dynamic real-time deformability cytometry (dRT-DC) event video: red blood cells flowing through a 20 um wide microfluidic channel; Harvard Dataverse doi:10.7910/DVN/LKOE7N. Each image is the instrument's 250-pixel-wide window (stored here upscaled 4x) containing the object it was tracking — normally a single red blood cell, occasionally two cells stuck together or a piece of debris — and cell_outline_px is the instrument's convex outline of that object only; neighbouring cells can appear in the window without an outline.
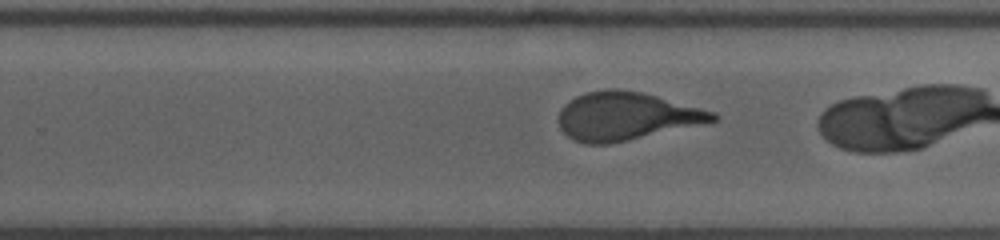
{"species": "human", "species_latin": "Homo sapiens", "temperature_condition": "room temperature", "stored_images_in_passage": 44, "camera_frame_rate_fps": 3000, "um_per_image_px": 0.085, "donor": {"sex": "male"}, "frame": {"image": 1, "passage_image": 36, "time_ms": 11.667, "image_size_px": [1000, 240], "cell_outline_px": [[720, 116], [716, 120], [628, 140], [608, 144], [584, 144], [572, 140], [560, 128], [560, 108], [564, 104], [576, 96], [588, 92], [608, 88], [616, 88], [644, 92], [716, 112]], "centroid_in_image_um": [53.2, 9.86], "position_along_channel_um": 276.6, "area_um2": 42.95}}